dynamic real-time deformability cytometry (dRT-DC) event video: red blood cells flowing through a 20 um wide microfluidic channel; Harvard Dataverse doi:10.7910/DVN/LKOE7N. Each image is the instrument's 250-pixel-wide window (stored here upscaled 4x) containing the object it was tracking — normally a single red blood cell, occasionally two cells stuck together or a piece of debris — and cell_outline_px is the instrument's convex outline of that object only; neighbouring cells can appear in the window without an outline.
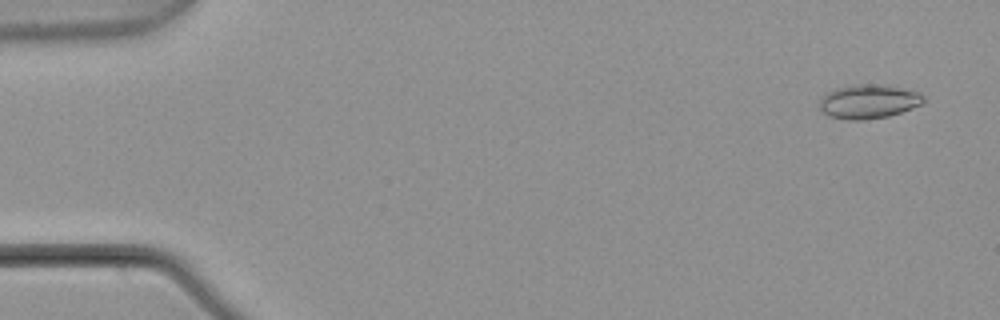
{"species": "common noctule bat (a hibernating species)", "species_latin": "Nyctalus noctula", "temperature_condition": "warm", "stored_images_in_passage": 6, "camera_frame_rate_fps": 3000, "um_per_image_px": 0.085, "animal": {"sex": "male", "body_mass_g": 21.5, "forearm_length_mm": 52.0}, "frame": {"image": 1, "passage_image": 1, "time_ms": 0.0, "image_size_px": [1000, 320], "cell_outline_px": [[924, 104], [888, 116], [864, 120], [848, 120], [828, 116], [820, 108], [820, 100], [828, 92], [836, 88], [856, 84], [884, 84], [920, 92], [924, 96]], "centroid_in_image_um": [73.86, 8.62], "position_along_channel_um": 11.1, "area_um2": 20.69}}
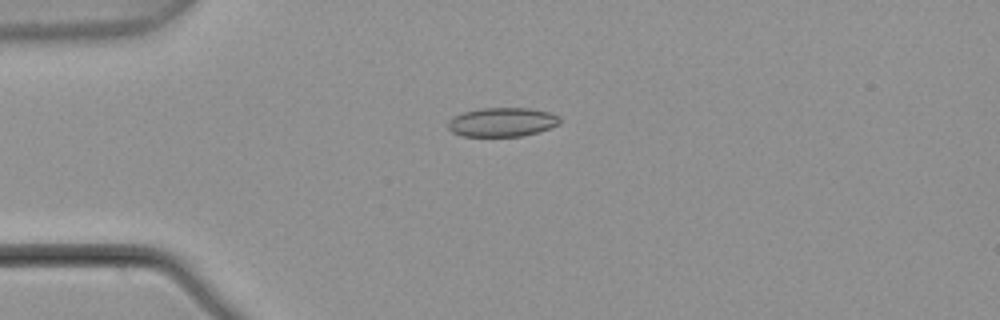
{"frame": {"image": 2, "passage_image": 4, "time_ms": 1.0, "image_size_px": [1000, 320], "cell_outline_px": [[560, 120], [556, 124], [548, 128], [536, 132], [520, 136], [460, 136], [452, 132], [448, 128], [448, 124], [452, 116], [464, 112], [484, 108], [528, 108], [548, 112], [560, 116]], "centroid_in_image_um": [42.63, 10.38], "position_along_channel_um": 42.4, "area_um2": 18.67}}
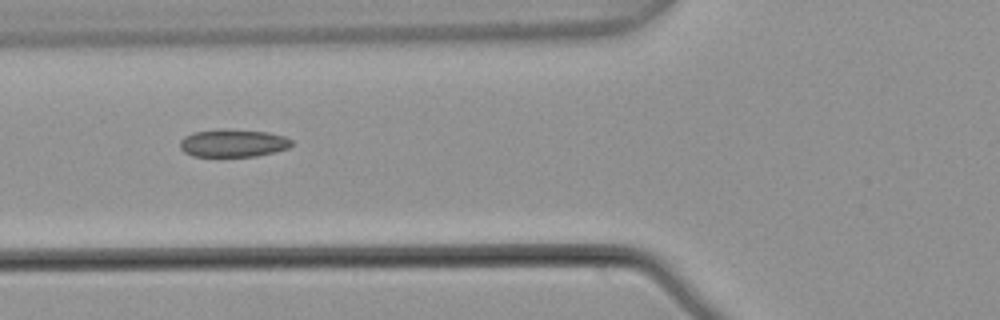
{"frame": {"image": 3, "passage_image": 6, "time_ms": 1.667, "image_size_px": [1000, 320], "cell_outline_px": [[292, 144], [288, 148], [256, 156], [192, 156], [184, 152], [180, 148], [180, 140], [184, 136], [192, 132], [224, 128], [268, 132], [284, 136], [292, 140]], "centroid_in_image_um": [19.78, 12.15], "position_along_channel_um": 106.0, "area_um2": 18.15}}